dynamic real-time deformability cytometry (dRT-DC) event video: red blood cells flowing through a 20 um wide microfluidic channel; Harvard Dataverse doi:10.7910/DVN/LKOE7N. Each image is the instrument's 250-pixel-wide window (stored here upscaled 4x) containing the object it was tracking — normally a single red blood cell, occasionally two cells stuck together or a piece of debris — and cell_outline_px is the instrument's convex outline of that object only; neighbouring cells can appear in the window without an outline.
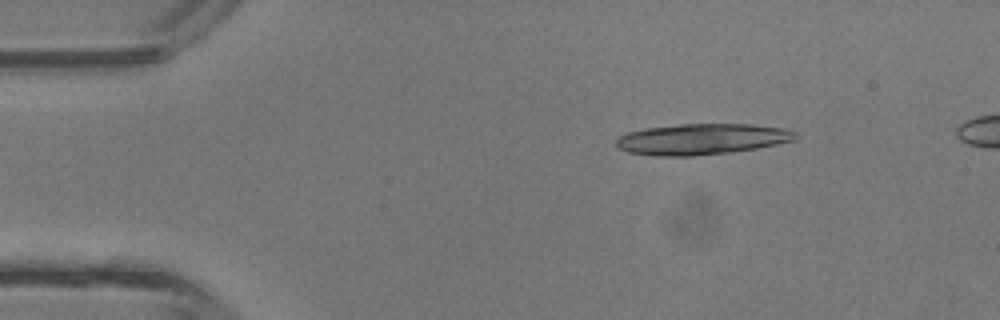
{"species": "common noctule bat (a hibernating species)", "species_latin": "Nyctalus noctula", "temperature_condition": "room temperature", "stored_images_in_passage": 35, "camera_frame_rate_fps": 3000, "um_per_image_px": 0.085, "animal": {"sex": "male", "body_mass_g": 13.3}, "frame": {"image": 1, "passage_image": 1, "time_ms": 0.0, "image_size_px": [1000, 320], "cell_outline_px": [[800, 136], [796, 140], [756, 148], [732, 152], [692, 156], [656, 156], [628, 152], [616, 148], [616, 140], [620, 136], [628, 132], [648, 128], [680, 124], [752, 124], [784, 128], [796, 132]], "centroid_in_image_um": [59.68, 11.83], "position_along_channel_um": 25.3, "area_um2": 32.43}}
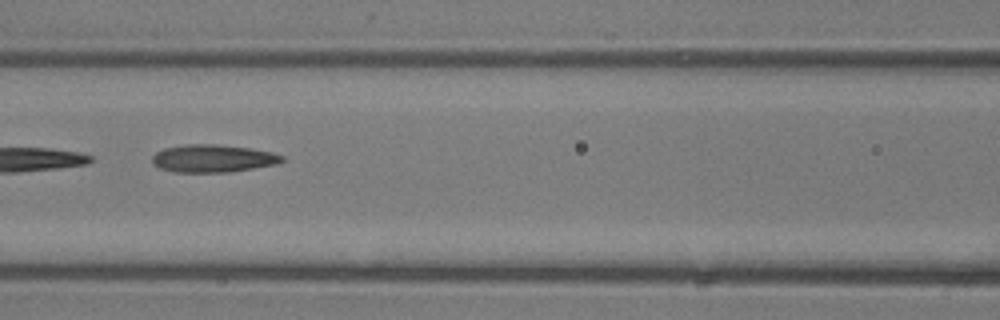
{"frame": {"image": 2, "passage_image": 13, "time_ms": 4.0, "image_size_px": [1000, 320], "cell_outline_px": [[284, 160], [276, 164], [228, 172], [172, 172], [160, 168], [152, 164], [152, 156], [156, 152], [164, 148], [184, 144], [216, 144], [252, 148], [272, 152], [284, 156]], "centroid_in_image_um": [18.07, 13.46], "position_along_channel_um": 148.5, "area_um2": 21.04}}
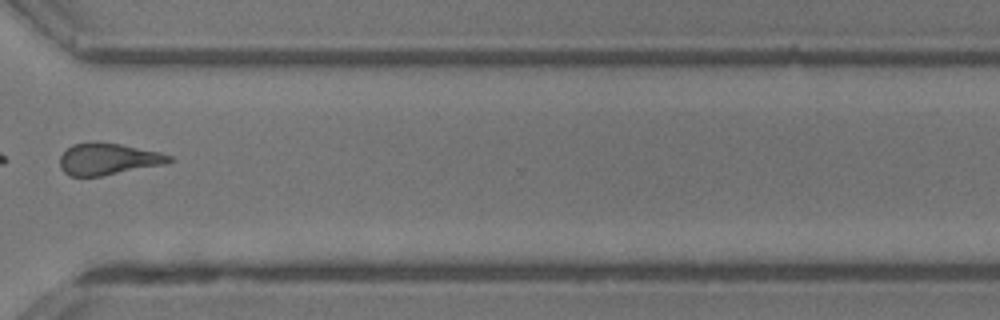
{"frame": {"image": 3, "passage_image": 26, "time_ms": 8.333, "image_size_px": [1000, 320], "cell_outline_px": [[176, 160], [164, 164], [100, 176], [68, 176], [60, 168], [60, 156], [72, 144], [120, 144], [160, 152], [172, 156]], "centroid_in_image_um": [9.21, 13.55], "position_along_channel_um": 361.4, "area_um2": 19.65}}